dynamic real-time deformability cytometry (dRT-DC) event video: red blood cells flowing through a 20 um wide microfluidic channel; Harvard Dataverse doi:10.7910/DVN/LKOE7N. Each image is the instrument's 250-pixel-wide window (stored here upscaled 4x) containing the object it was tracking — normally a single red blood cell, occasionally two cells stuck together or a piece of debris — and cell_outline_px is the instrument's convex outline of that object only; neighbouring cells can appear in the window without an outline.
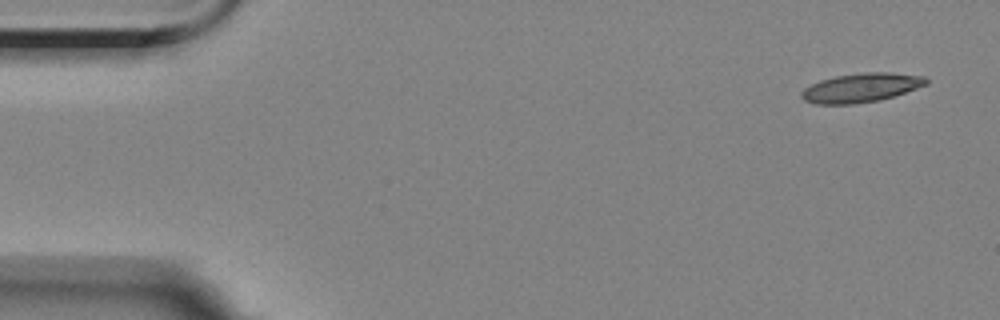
{"species": "Egyptian fruit bat (a non-hibernating species)", "species_latin": "Rousettus aegyptiacus", "temperature_condition": "room temperature", "stored_images_in_passage": 5, "camera_frame_rate_fps": 3000, "um_per_image_px": 0.085, "animal": {"sex": "female"}, "frame": {"image": 1, "passage_image": 1, "time_ms": 0.0, "image_size_px": [1000, 320], "cell_outline_px": [[928, 84], [880, 100], [852, 104], [816, 104], [804, 100], [800, 96], [800, 92], [804, 88], [820, 80], [836, 76], [864, 72], [888, 72], [924, 76], [928, 80]], "centroid_in_image_um": [73.17, 7.45], "position_along_channel_um": 11.8, "area_um2": 20.98}}